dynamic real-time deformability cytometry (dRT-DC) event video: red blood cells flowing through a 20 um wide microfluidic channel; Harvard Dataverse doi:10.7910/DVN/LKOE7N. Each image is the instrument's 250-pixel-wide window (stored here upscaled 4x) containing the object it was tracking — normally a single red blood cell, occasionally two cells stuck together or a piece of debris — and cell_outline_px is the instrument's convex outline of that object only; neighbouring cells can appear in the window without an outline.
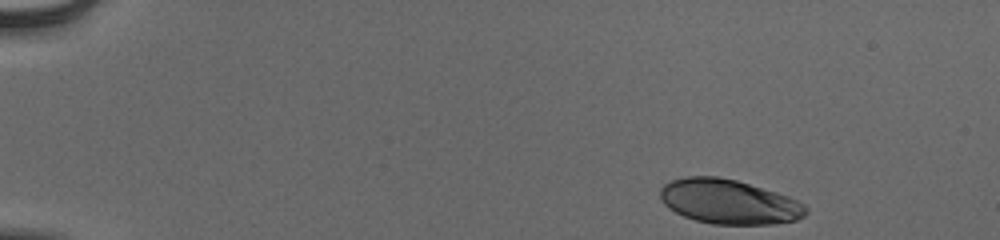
{"species": "human", "species_latin": "Homo sapiens", "temperature_condition": "cold", "stored_images_in_passage": 48, "camera_frame_rate_fps": 3000, "um_per_image_px": 0.085, "donor": {"sex": "male"}, "frame": {"image": 1, "passage_image": 1, "time_ms": 0.0, "image_size_px": [1000, 240], "cell_outline_px": [[808, 212], [804, 216], [796, 220], [772, 224], [712, 224], [696, 220], [684, 216], [668, 208], [660, 200], [660, 188], [664, 184], [672, 180], [688, 176], [716, 176], [736, 180], [776, 192], [788, 196], [804, 204], [808, 208]], "centroid_in_image_um": [61.95, 17.14], "position_along_channel_um": 23.1, "area_um2": 37.8}}
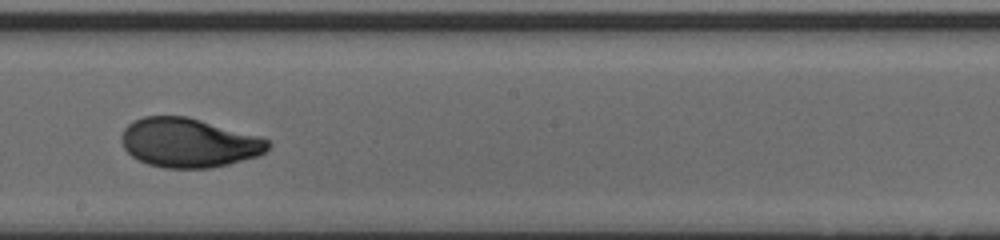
{"frame": {"image": 2, "passage_image": 27, "time_ms": 8.667, "image_size_px": [1000, 240], "cell_outline_px": [[272, 144], [264, 152], [256, 156], [228, 164], [212, 168], [164, 168], [148, 164], [132, 156], [124, 148], [120, 140], [120, 136], [124, 128], [132, 120], [144, 116], [188, 116], [260, 136], [268, 140]], "centroid_in_image_um": [16.02, 12.12], "position_along_channel_um": 232.2, "area_um2": 42.19}}
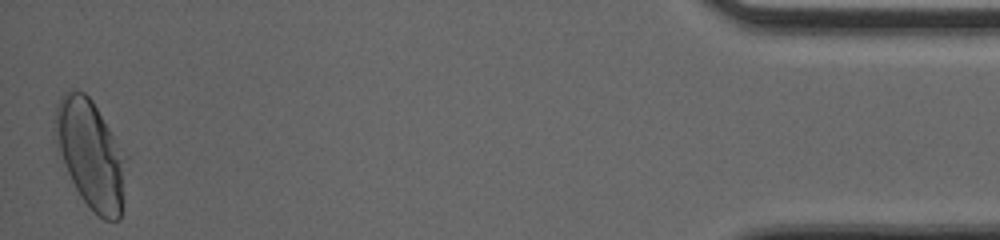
{"frame": {"image": 3, "passage_image": 48, "time_ms": 15.667, "image_size_px": [1000, 240], "cell_outline_px": [[128, 156], [124, 204], [120, 220], [104, 220], [80, 196], [68, 172], [52, 132], [56, 104], [60, 96], [68, 88], [72, 88], [84, 92], [92, 100]], "centroid_in_image_um": [7.74, 13.06], "position_along_channel_um": 427.5, "area_um2": 45.55}, "authors_computed_cell_mechanics": {"area_um2": 41.4137, "velocity_mm_per_s": 3.87, "shape_relaxation_time_tau1_ms": 3.9861, "shape_relaxation_time_tau2_ms": null, "deformation_change_tau1": 0.1716, "deformation_change_tau2": null}}